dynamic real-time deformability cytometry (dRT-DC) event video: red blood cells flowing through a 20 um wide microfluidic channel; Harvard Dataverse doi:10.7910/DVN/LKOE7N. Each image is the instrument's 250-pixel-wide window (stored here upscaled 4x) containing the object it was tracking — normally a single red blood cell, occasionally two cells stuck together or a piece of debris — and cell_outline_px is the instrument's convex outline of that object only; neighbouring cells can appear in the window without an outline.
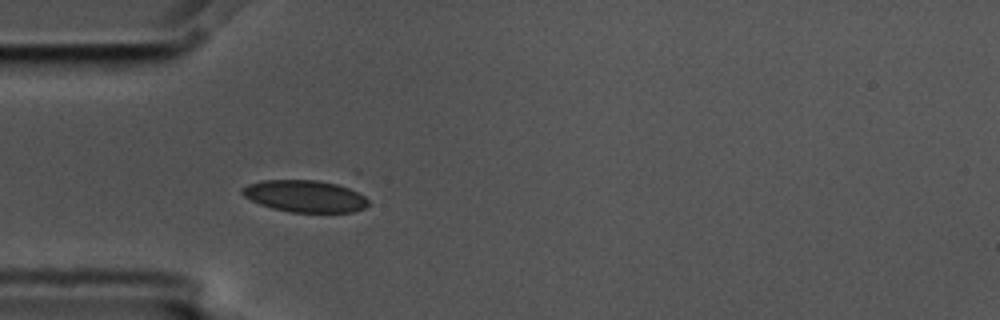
{"species": "common noctule bat (a hibernating species)", "species_latin": "Nyctalus noctula", "temperature_condition": "cold", "stored_images_in_passage": 3, "camera_frame_rate_fps": 3000, "um_per_image_px": 0.085, "animal": {"sex": "male", "body_mass_g": 17.5, "forearm_length_mm": 52.3}, "frame": {"image": 1, "passage_image": 3, "time_ms": 0.667, "image_size_px": [1000, 320], "cell_outline_px": [[368, 204], [364, 208], [352, 212], [292, 212], [272, 208], [260, 204], [244, 196], [240, 192], [240, 188], [248, 184], [264, 180], [316, 180], [336, 184], [348, 188], [364, 196], [368, 200]], "centroid_in_image_um": [25.88, 16.67], "position_along_channel_um": 59.1, "area_um2": 23.24}}